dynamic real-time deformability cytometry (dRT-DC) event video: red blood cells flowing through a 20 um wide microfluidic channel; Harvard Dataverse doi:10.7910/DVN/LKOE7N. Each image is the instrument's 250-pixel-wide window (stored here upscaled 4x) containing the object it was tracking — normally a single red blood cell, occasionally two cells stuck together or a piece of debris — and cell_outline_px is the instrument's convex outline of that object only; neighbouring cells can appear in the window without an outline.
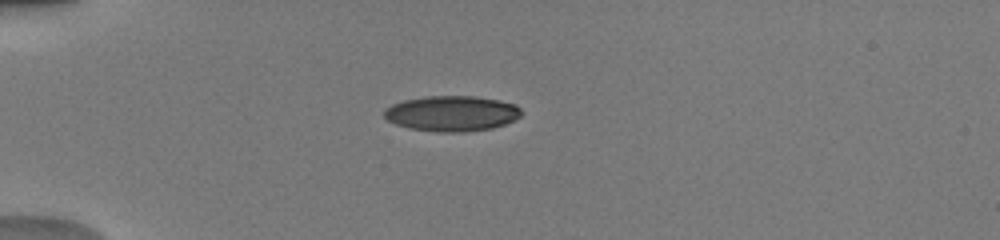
{"species": "human", "species_latin": "Homo sapiens", "temperature_condition": "warm", "stored_images_in_passage": 37, "camera_frame_rate_fps": 3000, "um_per_image_px": 0.085, "donor": {"sex": "male"}, "frame": {"image": 1, "passage_image": 1, "time_ms": 0.0, "image_size_px": [1000, 240], "cell_outline_px": [[520, 116], [504, 124], [492, 128], [464, 132], [440, 132], [408, 128], [396, 124], [388, 120], [384, 116], [384, 108], [392, 104], [404, 100], [424, 96], [476, 96], [500, 100], [516, 104], [520, 108]], "centroid_in_image_um": [38.38, 9.64], "position_along_channel_um": 46.6, "area_um2": 28.38}}
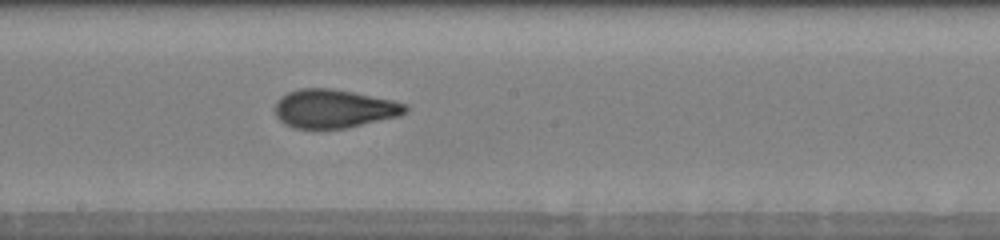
{"frame": {"image": 2, "passage_image": 16, "time_ms": 5.0, "image_size_px": [1000, 240], "cell_outline_px": [[408, 112], [400, 116], [348, 128], [316, 132], [296, 128], [284, 124], [276, 116], [276, 100], [280, 96], [288, 92], [300, 88], [332, 88], [392, 100], [404, 104], [408, 108]], "centroid_in_image_um": [28.36, 9.28], "position_along_channel_um": 219.8, "area_um2": 30.06}}
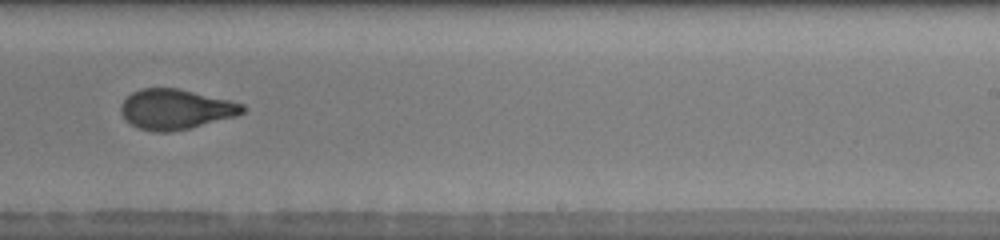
{"frame": {"image": 3, "passage_image": 20, "time_ms": 6.333, "image_size_px": [1000, 240], "cell_outline_px": [[248, 108], [244, 112], [236, 116], [188, 128], [168, 132], [156, 132], [140, 128], [132, 124], [120, 112], [120, 104], [132, 92], [140, 88], [180, 88], [244, 104]], "centroid_in_image_um": [14.94, 9.27], "position_along_channel_um": 274.1, "area_um2": 28.26}, "authors_computed_cell_mechanics": {"area_um2": 28.7844, "velocity_mm_per_s": 4.0909, "shape_relaxation_time_tau1_ms": 5.3098, "shape_relaxation_time_tau2_ms": 1.0097, "deformation_change_tau1": 0.2165, "deformation_change_tau2": 0.0809}}